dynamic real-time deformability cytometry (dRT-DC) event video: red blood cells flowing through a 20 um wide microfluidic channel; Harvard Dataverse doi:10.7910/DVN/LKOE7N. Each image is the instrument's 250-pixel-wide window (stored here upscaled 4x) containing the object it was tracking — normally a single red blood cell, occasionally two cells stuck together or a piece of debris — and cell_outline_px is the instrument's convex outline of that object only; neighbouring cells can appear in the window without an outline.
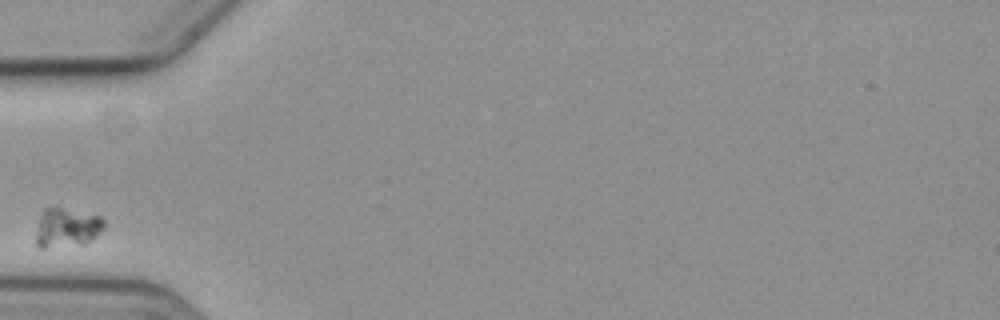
{"species": "common noctule bat (a hibernating species)", "species_latin": "Nyctalus noctula", "temperature_condition": "cold", "stored_images_in_passage": 2, "camera_frame_rate_fps": 3000, "um_per_image_px": 0.085, "animal": {"sex": "female", "body_mass_g": 19.3, "forearm_length_mm": 54.1}, "frame": {"image": 1, "passage_image": 1, "time_ms": 0.0, "image_size_px": [1000, 320], "cell_outline_px": [[104, 228], [92, 240], [84, 244], [44, 248], [40, 248], [36, 244], [36, 236], [40, 216], [44, 208], [60, 208], [100, 216], [104, 220]], "centroid_in_image_um": [5.68, 19.37], "position_along_channel_um": 79.3, "area_um2": 15.37}}
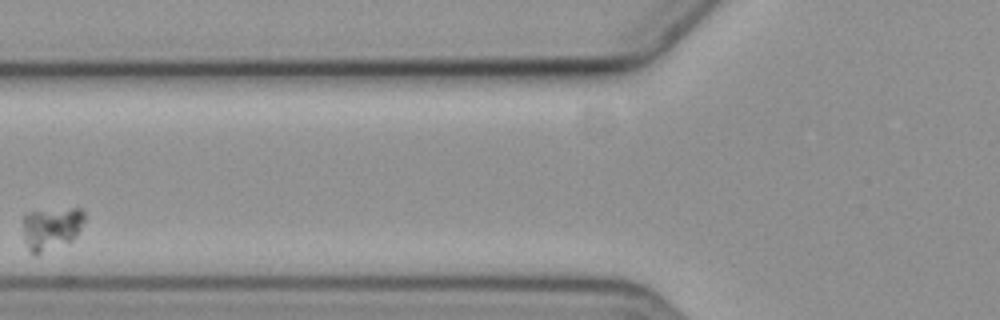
{"frame": {"image": 2, "passage_image": 2, "time_ms": 1.333, "image_size_px": [1000, 320], "cell_outline_px": [[84, 220], [76, 236], [72, 240], [40, 252], [32, 252], [28, 248], [24, 240], [24, 216], [28, 212], [72, 208], [80, 208], [84, 212]], "centroid_in_image_um": [4.38, 19.37], "position_along_channel_um": 121.4, "area_um2": 14.74}}